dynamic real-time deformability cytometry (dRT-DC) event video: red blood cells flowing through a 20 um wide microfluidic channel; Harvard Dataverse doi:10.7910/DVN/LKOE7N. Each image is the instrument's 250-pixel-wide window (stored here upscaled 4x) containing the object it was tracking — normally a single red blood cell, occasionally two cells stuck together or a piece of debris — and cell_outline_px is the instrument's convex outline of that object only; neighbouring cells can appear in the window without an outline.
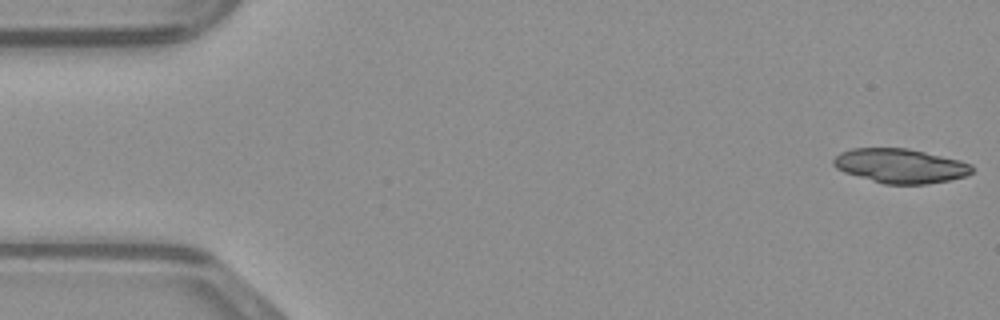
{"species": "common noctule bat (a hibernating species)", "species_latin": "Nyctalus noctula", "temperature_condition": "warm", "stored_images_in_passage": 47, "camera_frame_rate_fps": 3000, "um_per_image_px": 0.085, "animal": {"sex": "male", "body_mass_g": 23.1, "forearm_length_mm": 52.7}, "frame": {"image": 1, "passage_image": 1, "time_ms": 0.0, "image_size_px": [1000, 320], "cell_outline_px": [[972, 172], [964, 176], [948, 180], [928, 184], [884, 184], [844, 172], [836, 168], [832, 164], [832, 160], [840, 152], [852, 148], [908, 148], [960, 160], [972, 164]], "centroid_in_image_um": [76.51, 14.09], "position_along_channel_um": 8.5, "area_um2": 27.69}}
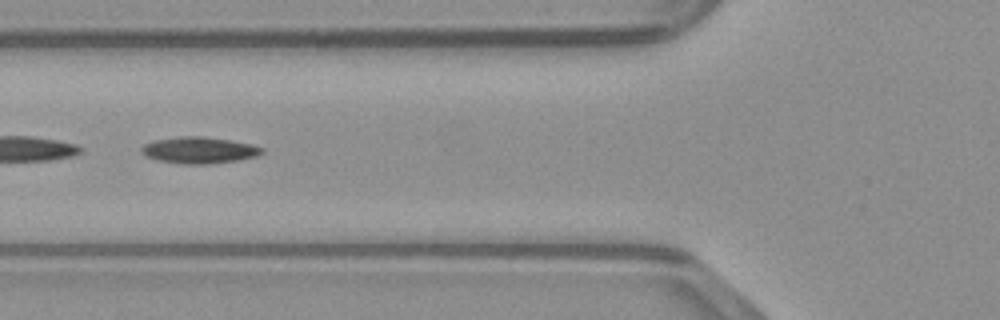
{"frame": {"image": 2, "passage_image": 18, "time_ms": 5.667, "image_size_px": [1000, 320], "cell_outline_px": [[264, 152], [256, 156], [236, 160], [208, 164], [180, 164], [156, 160], [144, 156], [140, 152], [140, 148], [144, 144], [156, 140], [180, 136], [200, 136], [228, 140], [252, 144], [264, 148]], "centroid_in_image_um": [16.88, 12.77], "position_along_channel_um": 108.9, "area_um2": 18.61}}
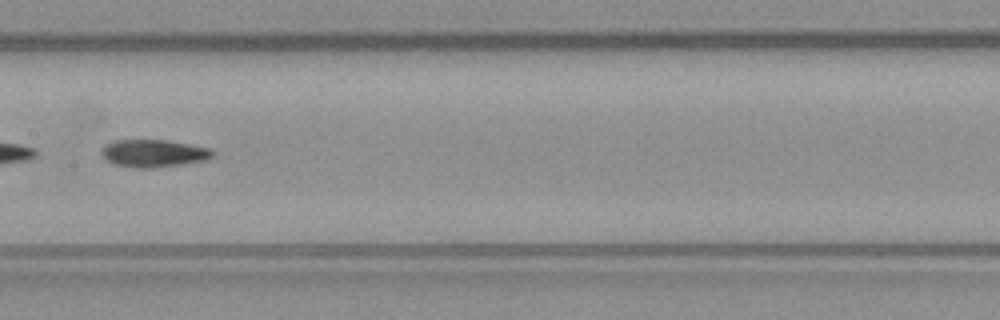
{"frame": {"image": 3, "passage_image": 24, "time_ms": 7.667, "image_size_px": [1000, 320], "cell_outline_px": [[216, 152], [212, 156], [204, 160], [180, 164], [152, 168], [136, 168], [112, 164], [100, 152], [108, 144], [116, 140], [164, 140], [212, 148]], "centroid_in_image_um": [13.08, 13.03], "position_along_channel_um": 194.3, "area_um2": 17.57}}